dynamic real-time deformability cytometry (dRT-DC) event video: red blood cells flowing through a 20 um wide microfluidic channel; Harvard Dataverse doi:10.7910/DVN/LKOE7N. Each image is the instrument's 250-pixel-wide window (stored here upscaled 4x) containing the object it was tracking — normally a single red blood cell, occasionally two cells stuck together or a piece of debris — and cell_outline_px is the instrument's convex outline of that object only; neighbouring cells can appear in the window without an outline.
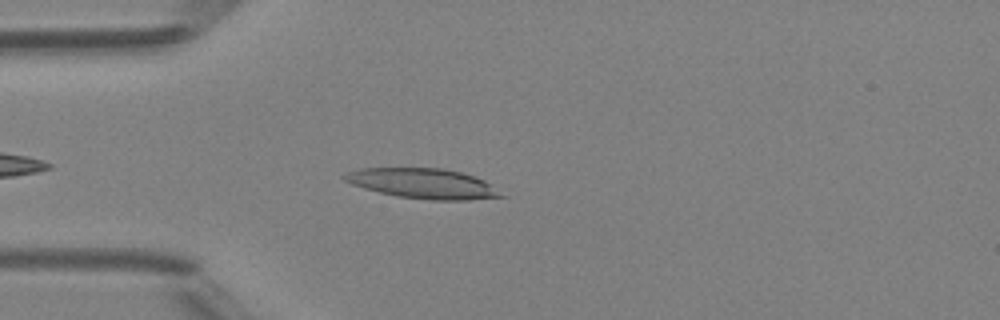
{"species": "Egyptian fruit bat (a non-hibernating species)", "species_latin": "Rousettus aegyptiacus", "temperature_condition": "room temperature", "stored_images_in_passage": 36, "camera_frame_rate_fps": 3000, "um_per_image_px": 0.085, "animal": {"sex": "female"}, "frame": {"image": 1, "passage_image": 3, "time_ms": 0.667, "image_size_px": [1000, 320], "cell_outline_px": [[508, 196], [468, 200], [432, 200], [396, 196], [364, 188], [352, 184], [344, 180], [340, 176], [348, 172], [360, 168], [444, 168], [460, 172], [484, 180]], "centroid_in_image_um": [35.96, 15.6], "position_along_channel_um": 49.0, "area_um2": 27.4}}
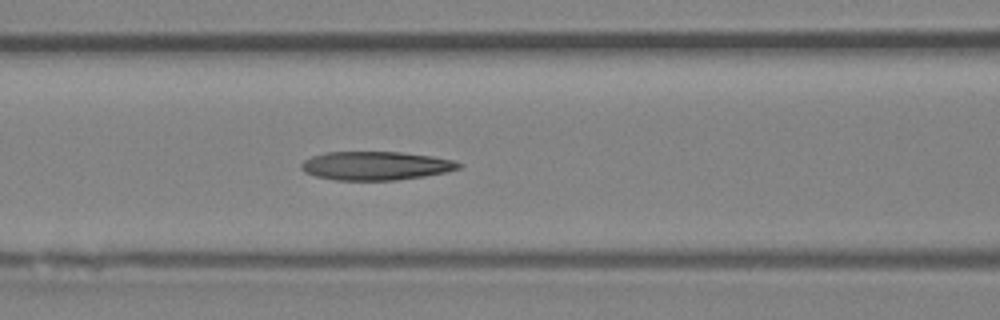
{"frame": {"image": 2, "passage_image": 10, "time_ms": 3.0, "image_size_px": [1000, 320], "cell_outline_px": [[464, 164], [460, 168], [444, 172], [424, 176], [396, 180], [336, 180], [316, 176], [304, 172], [300, 168], [300, 164], [304, 160], [312, 156], [328, 152], [400, 152], [432, 156], [452, 160]], "centroid_in_image_um": [31.92, 14.09], "position_along_channel_um": 134.7, "area_um2": 26.18}}
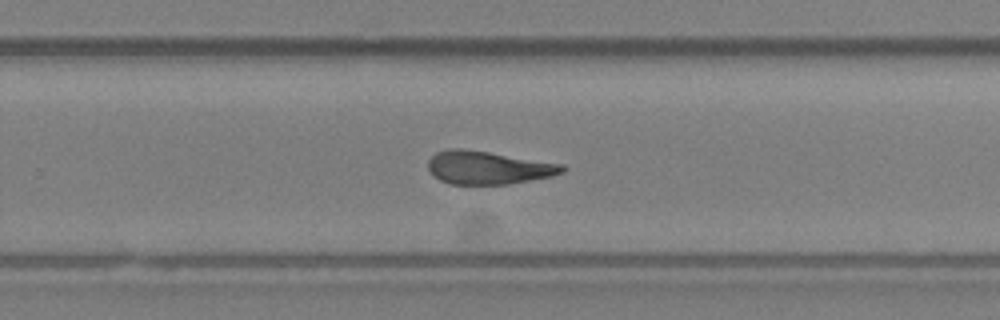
{"frame": {"image": 3, "passage_image": 21, "time_ms": 6.667, "image_size_px": [1000, 320], "cell_outline_px": [[568, 168], [564, 172], [552, 176], [508, 184], [452, 184], [440, 180], [432, 176], [428, 168], [428, 160], [436, 152], [452, 148], [460, 148], [488, 152], [564, 164]], "centroid_in_image_um": [41.49, 14.25], "position_along_channel_um": 288.3, "area_um2": 25.89}, "authors_computed_cell_mechanics": {"area_um2": 25.6054, "velocity_mm_per_s": 4.2144, "shape_relaxation_time_tau1_ms": null, "shape_relaxation_time_tau2_ms": 5.028, "deformation_change_tau1": null, "deformation_change_tau2": 0.1603}}